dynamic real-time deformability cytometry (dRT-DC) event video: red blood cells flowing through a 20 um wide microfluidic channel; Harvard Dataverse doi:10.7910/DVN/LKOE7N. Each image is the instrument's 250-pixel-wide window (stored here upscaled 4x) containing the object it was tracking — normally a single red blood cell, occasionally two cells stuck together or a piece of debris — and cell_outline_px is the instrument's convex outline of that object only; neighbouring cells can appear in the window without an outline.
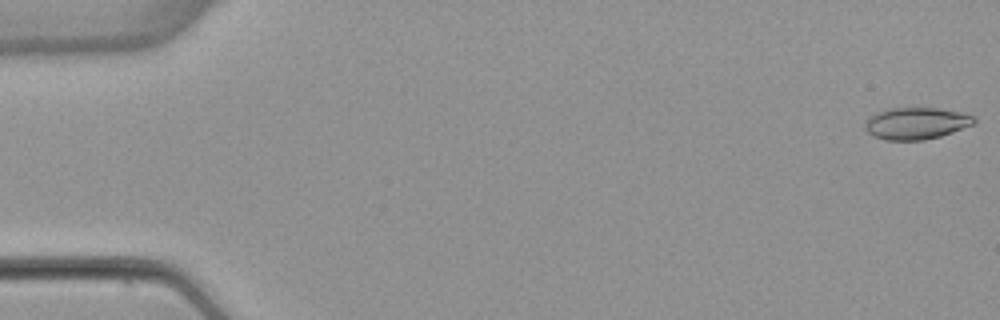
{"species": "common noctule bat (a hibernating species)", "species_latin": "Nyctalus noctula", "temperature_condition": "warm", "stored_images_in_passage": 53, "camera_frame_rate_fps": 3000, "um_per_image_px": 0.085, "animal": {"sex": "female", "body_mass_g": 22.7, "forearm_length_mm": 54.2}, "frame": {"image": 1, "passage_image": 1, "time_ms": 0.0, "image_size_px": [1000, 320], "cell_outline_px": [[976, 124], [940, 136], [924, 140], [884, 140], [872, 136], [864, 128], [864, 120], [868, 116], [876, 112], [892, 108], [936, 108], [960, 112], [976, 116]], "centroid_in_image_um": [77.86, 10.48], "position_along_channel_um": 7.1, "area_um2": 20.52}}
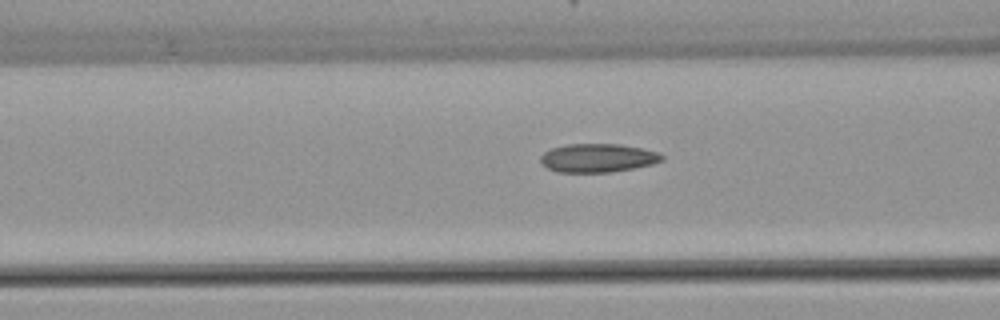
{"frame": {"image": 2, "passage_image": 21, "time_ms": 6.667, "image_size_px": [1000, 320], "cell_outline_px": [[664, 160], [652, 164], [612, 172], [556, 172], [548, 168], [540, 160], [540, 156], [544, 152], [552, 148], [568, 144], [620, 144], [660, 152], [664, 156]], "centroid_in_image_um": [50.83, 13.42], "position_along_channel_um": 115.8, "area_um2": 20.17}}
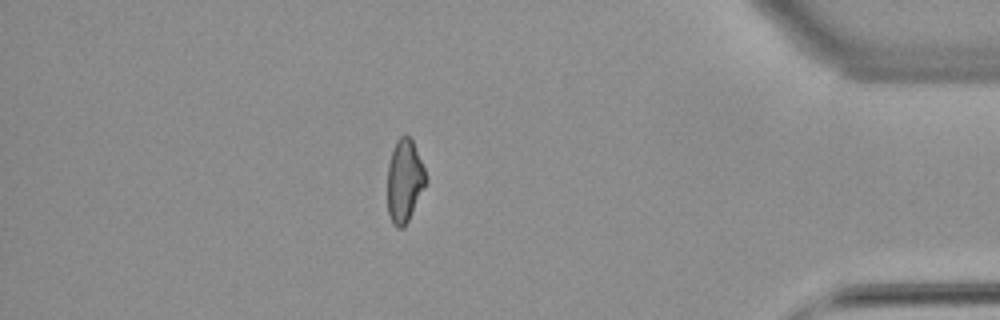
{"frame": {"image": 3, "passage_image": 46, "time_ms": 15.0, "image_size_px": [1000, 320], "cell_outline_px": [[428, 180], [404, 228], [396, 228], [392, 224], [388, 212], [388, 164], [392, 148], [396, 140], [404, 132], [412, 140], [424, 168]], "centroid_in_image_um": [34.37, 15.36], "position_along_channel_um": 400.8, "area_um2": 18.61}, "authors_computed_cell_mechanics": {"area_um2": 19.7676, "velocity_mm_per_s": 3.9023, "shape_relaxation_time_tau1_ms": null, "shape_relaxation_time_tau2_ms": 2.5828, "deformation_change_tau1": null, "deformation_change_tau2": 0.0928}}